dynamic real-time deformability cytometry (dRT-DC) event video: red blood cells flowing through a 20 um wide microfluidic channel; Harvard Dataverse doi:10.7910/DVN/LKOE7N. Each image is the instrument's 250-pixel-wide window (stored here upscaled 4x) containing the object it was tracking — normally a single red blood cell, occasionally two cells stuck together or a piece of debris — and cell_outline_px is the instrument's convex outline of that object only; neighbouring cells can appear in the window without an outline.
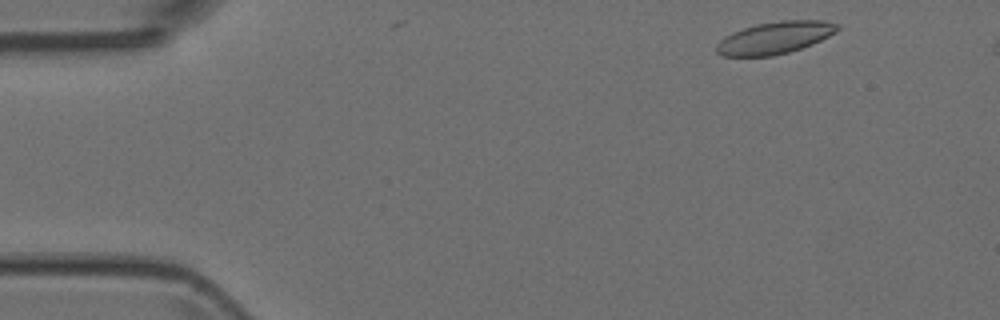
{"species": "Egyptian fruit bat (a non-hibernating species)", "species_latin": "Rousettus aegyptiacus", "temperature_condition": "room temperature", "stored_images_in_passage": 5, "camera_frame_rate_fps": 3000, "um_per_image_px": 0.085, "animal": {"sex": "female"}, "frame": {"image": 1, "passage_image": 1, "time_ms": 0.0, "image_size_px": [1000, 320], "cell_outline_px": [[840, 28], [836, 32], [812, 44], [788, 52], [772, 56], [724, 56], [716, 52], [716, 44], [724, 36], [732, 32], [756, 24], [780, 20], [824, 20], [840, 24]], "centroid_in_image_um": [65.87, 3.2], "position_along_channel_um": 19.1, "area_um2": 22.72}}
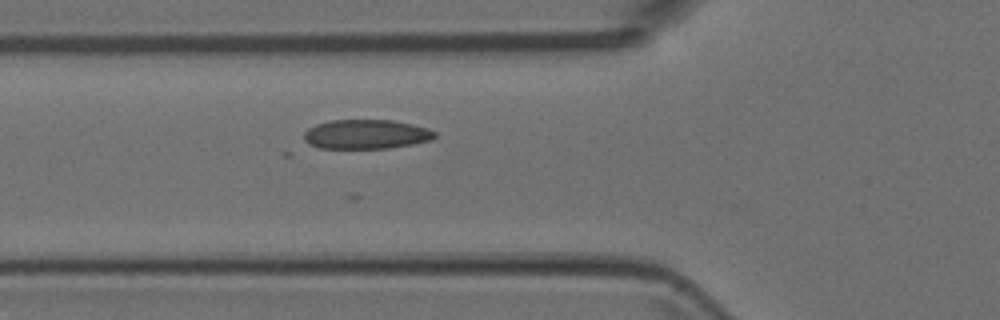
{"frame": {"image": 2, "passage_image": 5, "time_ms": 1.333, "image_size_px": [1000, 320], "cell_outline_px": [[436, 136], [432, 140], [412, 144], [388, 148], [320, 148], [308, 144], [304, 140], [304, 132], [308, 128], [316, 124], [332, 120], [392, 120], [412, 124], [428, 128], [436, 132]], "centroid_in_image_um": [31.12, 11.41], "position_along_channel_um": 94.7, "area_um2": 22.43}}